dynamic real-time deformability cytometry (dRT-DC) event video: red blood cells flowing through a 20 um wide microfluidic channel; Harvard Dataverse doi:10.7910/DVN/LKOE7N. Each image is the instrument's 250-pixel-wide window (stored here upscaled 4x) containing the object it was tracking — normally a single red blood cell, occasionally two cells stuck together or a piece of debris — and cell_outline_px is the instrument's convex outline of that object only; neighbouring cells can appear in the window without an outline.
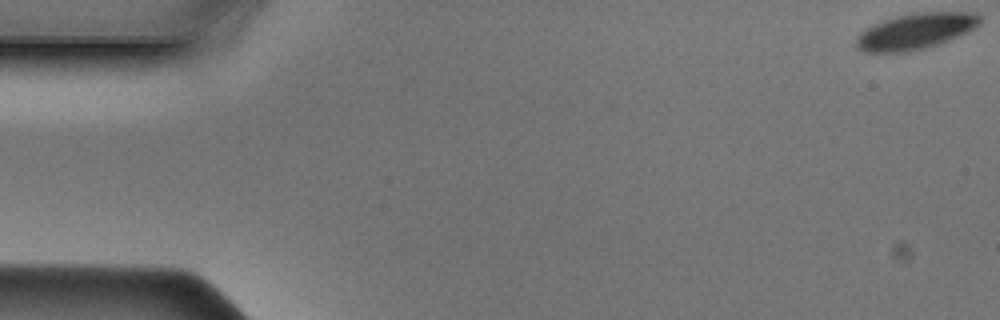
{"species": "Egyptian fruit bat (a non-hibernating species)", "species_latin": "Rousettus aegyptiacus", "temperature_condition": "cold", "stored_images_in_passage": 11, "camera_frame_rate_fps": 3000, "um_per_image_px": 0.085, "animal": {"sex": "male"}, "frame": {"image": 1, "passage_image": 1, "time_ms": 0.0, "image_size_px": [1000, 320], "cell_outline_px": [[984, 16], [980, 24], [968, 32], [948, 40], [924, 48], [904, 52], [864, 52], [856, 48], [856, 36], [860, 32], [884, 20], [896, 16], [916, 12], [976, 12]], "centroid_in_image_um": [77.86, 2.64], "position_along_channel_um": 7.1, "area_um2": 25.89}}